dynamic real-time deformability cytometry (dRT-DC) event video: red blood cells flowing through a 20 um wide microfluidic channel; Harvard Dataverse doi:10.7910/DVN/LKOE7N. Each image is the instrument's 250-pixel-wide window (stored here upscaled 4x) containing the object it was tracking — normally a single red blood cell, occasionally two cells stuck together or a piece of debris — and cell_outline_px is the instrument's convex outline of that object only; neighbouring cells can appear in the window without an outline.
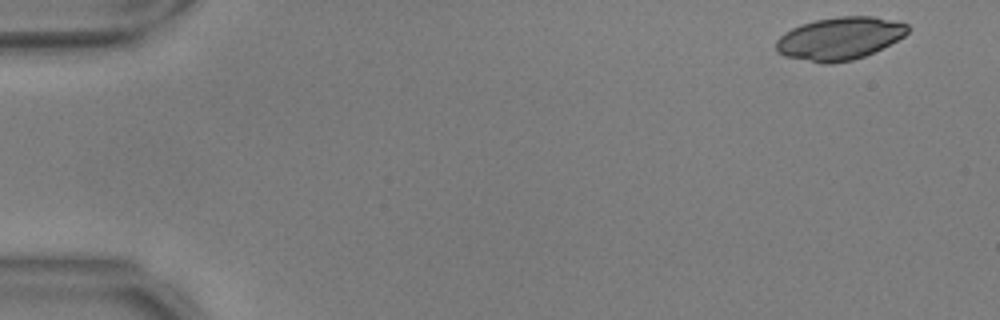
{"species": "common noctule bat (a hibernating species)", "species_latin": "Nyctalus noctula", "temperature_condition": "warm", "stored_images_in_passage": 52, "camera_frame_rate_fps": 3000, "um_per_image_px": 0.085, "animal": {"sex": "male", "body_mass_g": 17.9, "forearm_length_mm": 54.2}, "frame": {"image": 1, "passage_image": 1, "time_ms": 0.0, "image_size_px": [1000, 320], "cell_outline_px": [[908, 32], [904, 36], [864, 56], [852, 60], [832, 64], [824, 64], [784, 56], [776, 52], [776, 40], [784, 32], [800, 24], [816, 20], [840, 16], [872, 16], [892, 20], [908, 24]], "centroid_in_image_um": [71.32, 3.27], "position_along_channel_um": 13.7, "area_um2": 32.6}}
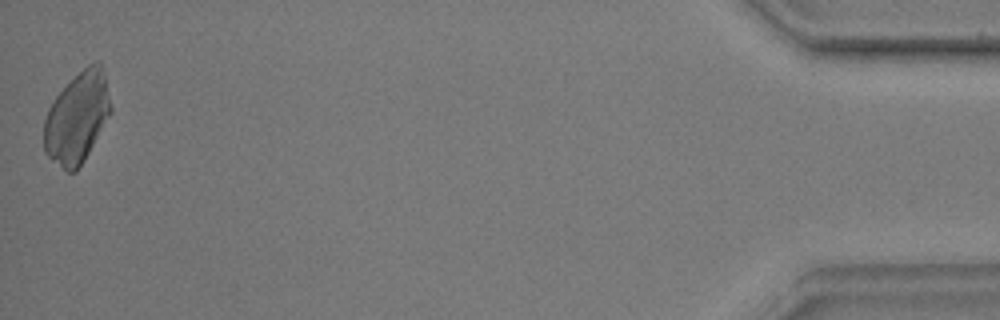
{"frame": {"image": 2, "passage_image": 52, "time_ms": 17.0, "image_size_px": [1000, 320], "cell_outline_px": [[112, 112], [84, 160], [76, 172], [68, 172], [48, 156], [44, 152], [44, 120], [48, 108], [56, 96], [88, 64], [96, 60], [100, 60], [104, 72], [112, 108]], "centroid_in_image_um": [6.57, 10.0], "position_along_channel_um": 428.6, "area_um2": 35.08}}